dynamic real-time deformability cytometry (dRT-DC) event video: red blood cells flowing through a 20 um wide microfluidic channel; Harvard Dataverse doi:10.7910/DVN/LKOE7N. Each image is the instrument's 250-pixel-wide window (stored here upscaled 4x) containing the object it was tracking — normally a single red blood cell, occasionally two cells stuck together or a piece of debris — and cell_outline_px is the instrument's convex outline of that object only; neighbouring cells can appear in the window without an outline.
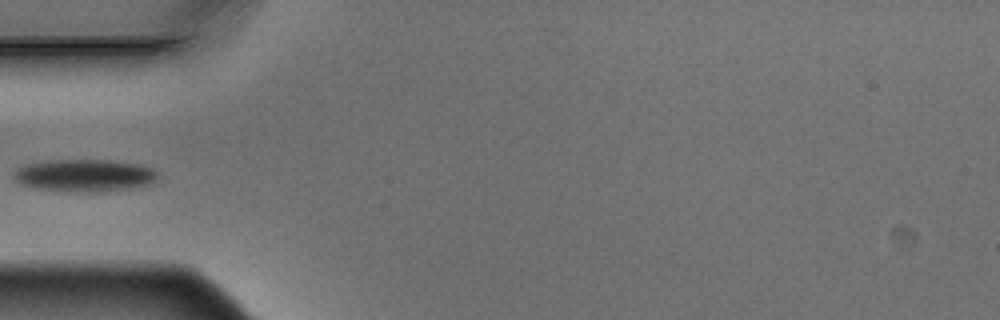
{"species": "Egyptian fruit bat (a non-hibernating species)", "species_latin": "Rousettus aegyptiacus", "temperature_condition": "warm", "stored_images_in_passage": 6, "camera_frame_rate_fps": 3000, "um_per_image_px": 0.085, "animal": {"sex": "male"}, "frame": {"image": 1, "passage_image": 5, "time_ms": 1.333, "image_size_px": [1000, 320], "cell_outline_px": [[160, 176], [156, 184], [132, 188], [104, 192], [64, 192], [36, 188], [20, 184], [16, 180], [12, 172], [16, 168], [24, 164], [48, 160], [112, 160], [136, 164], [152, 168], [160, 172]], "centroid_in_image_um": [7.24, 14.93], "position_along_channel_um": 77.8, "area_um2": 27.98}}
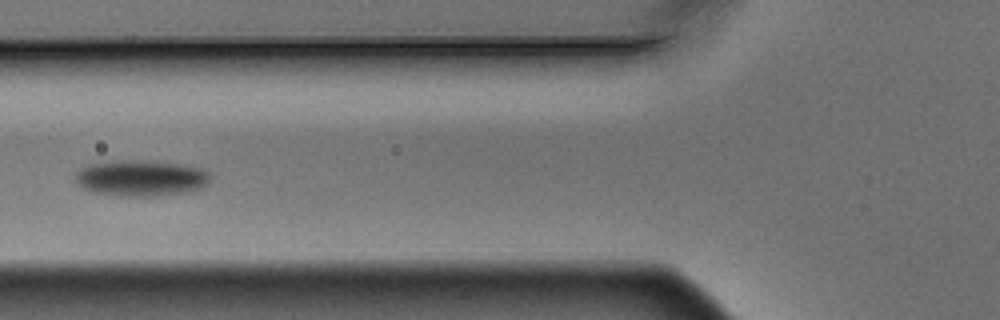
{"frame": {"image": 2, "passage_image": 6, "time_ms": 1.667, "image_size_px": [1000, 320], "cell_outline_px": [[212, 176], [208, 184], [204, 188], [184, 192], [156, 196], [128, 196], [96, 192], [84, 188], [76, 184], [76, 172], [80, 168], [88, 164], [120, 160], [144, 160], [176, 164], [200, 168], [208, 172]], "centroid_in_image_um": [12.0, 15.13], "position_along_channel_um": 113.8, "area_um2": 28.21}}